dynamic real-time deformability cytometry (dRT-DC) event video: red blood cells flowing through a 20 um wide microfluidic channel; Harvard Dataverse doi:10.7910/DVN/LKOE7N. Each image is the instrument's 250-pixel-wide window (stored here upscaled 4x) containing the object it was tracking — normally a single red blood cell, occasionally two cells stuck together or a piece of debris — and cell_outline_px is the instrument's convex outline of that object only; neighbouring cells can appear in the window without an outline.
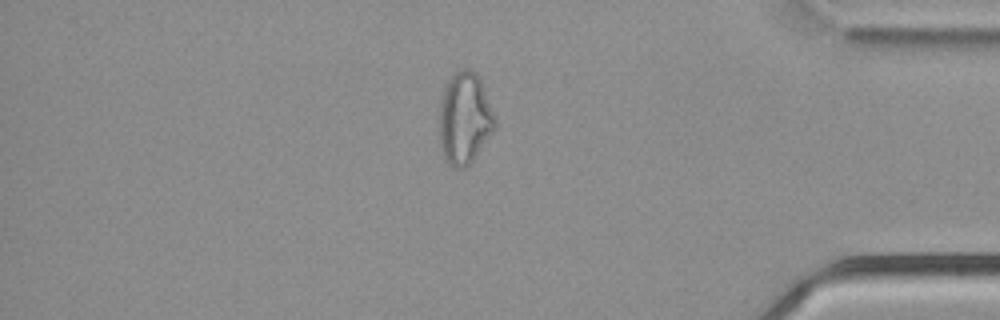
{"species": "common noctule bat (a hibernating species)", "species_latin": "Nyctalus noctula", "temperature_condition": "cold", "stored_images_in_passage": 54, "camera_frame_rate_fps": 3000, "um_per_image_px": 0.085, "animal": {"sex": "male", "body_mass_g": 21.5, "forearm_length_mm": 52.0}, "frame": {"image": 1, "passage_image": 46, "time_ms": 15.0, "image_size_px": [1000, 320], "cell_outline_px": [[496, 128], [472, 160], [464, 168], [452, 168], [444, 160], [440, 144], [440, 104], [444, 84], [460, 68], [468, 68], [476, 72], [480, 76], [496, 116]], "centroid_in_image_um": [39.51, 10.03], "position_along_channel_um": 395.7, "area_um2": 30.17}}